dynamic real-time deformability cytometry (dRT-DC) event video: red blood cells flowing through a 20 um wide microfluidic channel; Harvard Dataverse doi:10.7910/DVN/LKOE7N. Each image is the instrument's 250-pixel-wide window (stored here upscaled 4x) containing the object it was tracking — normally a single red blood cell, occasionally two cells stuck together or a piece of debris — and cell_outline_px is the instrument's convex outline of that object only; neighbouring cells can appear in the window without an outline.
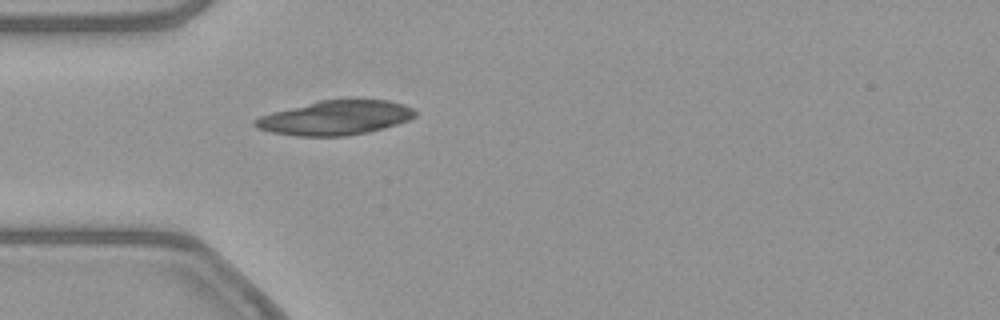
{"species": "common noctule bat (a hibernating species)", "species_latin": "Nyctalus noctula", "temperature_condition": "warm", "stored_images_in_passage": 4, "camera_frame_rate_fps": 3000, "um_per_image_px": 0.085, "animal": {"sex": "female", "body_mass_g": 21.9}, "frame": {"image": 1, "passage_image": 1, "time_ms": 0.0, "image_size_px": [1000, 320], "cell_outline_px": [[416, 116], [408, 120], [384, 128], [368, 132], [344, 136], [296, 136], [272, 132], [256, 128], [252, 124], [252, 120], [260, 116], [272, 112], [320, 100], [352, 96], [360, 96], [388, 100], [404, 104], [412, 108], [416, 112]], "centroid_in_image_um": [28.54, 9.96], "position_along_channel_um": 56.5, "area_um2": 33.06}}